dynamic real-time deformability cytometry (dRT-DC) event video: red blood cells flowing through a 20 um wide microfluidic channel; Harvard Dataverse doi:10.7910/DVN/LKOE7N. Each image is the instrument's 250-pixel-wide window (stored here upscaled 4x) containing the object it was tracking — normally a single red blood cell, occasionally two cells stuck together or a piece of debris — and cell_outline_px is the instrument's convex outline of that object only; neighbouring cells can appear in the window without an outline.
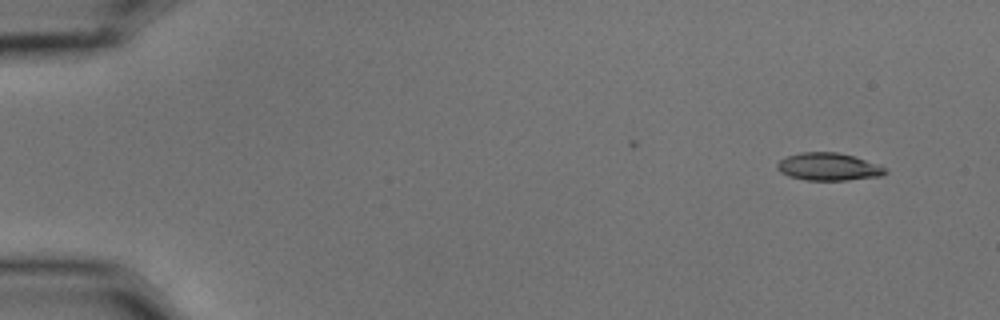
{"species": "common noctule bat (a hibernating species)", "species_latin": "Nyctalus noctula", "temperature_condition": "cold", "stored_images_in_passage": 6, "camera_frame_rate_fps": 3000, "um_per_image_px": 0.085, "animal": {"sex": "male", "body_mass_g": 15.6}, "frame": {"image": 1, "passage_image": 1, "time_ms": 0.0, "image_size_px": [1000, 320], "cell_outline_px": [[888, 172], [880, 176], [848, 180], [808, 180], [788, 176], [780, 172], [776, 168], [776, 164], [780, 160], [788, 156], [800, 152], [836, 152], [852, 156], [888, 168]], "centroid_in_image_um": [70.4, 14.18], "position_along_channel_um": 14.6, "area_um2": 17.28}}